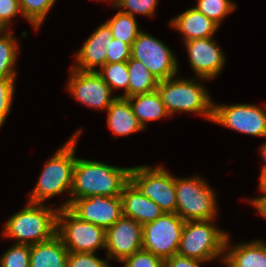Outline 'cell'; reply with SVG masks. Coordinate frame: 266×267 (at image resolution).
<instances>
[{
  "label": "cell",
  "mask_w": 266,
  "mask_h": 267,
  "mask_svg": "<svg viewBox=\"0 0 266 267\" xmlns=\"http://www.w3.org/2000/svg\"><path fill=\"white\" fill-rule=\"evenodd\" d=\"M97 1H111L113 6L116 8L120 0H97Z\"/></svg>",
  "instance_id": "obj_40"
},
{
  "label": "cell",
  "mask_w": 266,
  "mask_h": 267,
  "mask_svg": "<svg viewBox=\"0 0 266 267\" xmlns=\"http://www.w3.org/2000/svg\"><path fill=\"white\" fill-rule=\"evenodd\" d=\"M97 73L109 85L112 92L114 89H124V94L118 95V97L128 98L129 74L127 61L106 63L100 70H97Z\"/></svg>",
  "instance_id": "obj_26"
},
{
  "label": "cell",
  "mask_w": 266,
  "mask_h": 267,
  "mask_svg": "<svg viewBox=\"0 0 266 267\" xmlns=\"http://www.w3.org/2000/svg\"><path fill=\"white\" fill-rule=\"evenodd\" d=\"M105 112L108 113V128L113 132L114 139L144 130L127 98L117 97Z\"/></svg>",
  "instance_id": "obj_20"
},
{
  "label": "cell",
  "mask_w": 266,
  "mask_h": 267,
  "mask_svg": "<svg viewBox=\"0 0 266 267\" xmlns=\"http://www.w3.org/2000/svg\"><path fill=\"white\" fill-rule=\"evenodd\" d=\"M194 8L220 27L222 20L233 12L237 6L231 0H197Z\"/></svg>",
  "instance_id": "obj_28"
},
{
  "label": "cell",
  "mask_w": 266,
  "mask_h": 267,
  "mask_svg": "<svg viewBox=\"0 0 266 267\" xmlns=\"http://www.w3.org/2000/svg\"><path fill=\"white\" fill-rule=\"evenodd\" d=\"M113 39L109 25L104 22L88 37L76 54L72 68L80 71H97L106 64L107 45Z\"/></svg>",
  "instance_id": "obj_16"
},
{
  "label": "cell",
  "mask_w": 266,
  "mask_h": 267,
  "mask_svg": "<svg viewBox=\"0 0 266 267\" xmlns=\"http://www.w3.org/2000/svg\"><path fill=\"white\" fill-rule=\"evenodd\" d=\"M80 134L82 129L76 131L45 163L28 202L44 204L48 199L63 192H67L70 196L76 162L75 150Z\"/></svg>",
  "instance_id": "obj_2"
},
{
  "label": "cell",
  "mask_w": 266,
  "mask_h": 267,
  "mask_svg": "<svg viewBox=\"0 0 266 267\" xmlns=\"http://www.w3.org/2000/svg\"><path fill=\"white\" fill-rule=\"evenodd\" d=\"M185 221L177 213H164L142 226V249L163 260L177 254Z\"/></svg>",
  "instance_id": "obj_9"
},
{
  "label": "cell",
  "mask_w": 266,
  "mask_h": 267,
  "mask_svg": "<svg viewBox=\"0 0 266 267\" xmlns=\"http://www.w3.org/2000/svg\"><path fill=\"white\" fill-rule=\"evenodd\" d=\"M27 201L3 227V237L17 239L15 244L34 245L50 240L57 231L58 208Z\"/></svg>",
  "instance_id": "obj_3"
},
{
  "label": "cell",
  "mask_w": 266,
  "mask_h": 267,
  "mask_svg": "<svg viewBox=\"0 0 266 267\" xmlns=\"http://www.w3.org/2000/svg\"><path fill=\"white\" fill-rule=\"evenodd\" d=\"M260 154H261L260 156H261L262 160L265 163L261 169V173H262L266 169V142L261 145Z\"/></svg>",
  "instance_id": "obj_38"
},
{
  "label": "cell",
  "mask_w": 266,
  "mask_h": 267,
  "mask_svg": "<svg viewBox=\"0 0 266 267\" xmlns=\"http://www.w3.org/2000/svg\"><path fill=\"white\" fill-rule=\"evenodd\" d=\"M201 177H175L176 213L184 221L215 220L216 195Z\"/></svg>",
  "instance_id": "obj_6"
},
{
  "label": "cell",
  "mask_w": 266,
  "mask_h": 267,
  "mask_svg": "<svg viewBox=\"0 0 266 267\" xmlns=\"http://www.w3.org/2000/svg\"><path fill=\"white\" fill-rule=\"evenodd\" d=\"M8 29L0 22V34L6 32Z\"/></svg>",
  "instance_id": "obj_41"
},
{
  "label": "cell",
  "mask_w": 266,
  "mask_h": 267,
  "mask_svg": "<svg viewBox=\"0 0 266 267\" xmlns=\"http://www.w3.org/2000/svg\"><path fill=\"white\" fill-rule=\"evenodd\" d=\"M195 79L175 76L158 82L157 91L167 112L172 116L177 112H190L212 121L213 100L204 85Z\"/></svg>",
  "instance_id": "obj_4"
},
{
  "label": "cell",
  "mask_w": 266,
  "mask_h": 267,
  "mask_svg": "<svg viewBox=\"0 0 266 267\" xmlns=\"http://www.w3.org/2000/svg\"><path fill=\"white\" fill-rule=\"evenodd\" d=\"M185 45L190 67L198 79L210 81L221 73L226 57L213 37L186 41Z\"/></svg>",
  "instance_id": "obj_15"
},
{
  "label": "cell",
  "mask_w": 266,
  "mask_h": 267,
  "mask_svg": "<svg viewBox=\"0 0 266 267\" xmlns=\"http://www.w3.org/2000/svg\"><path fill=\"white\" fill-rule=\"evenodd\" d=\"M68 253L56 234L48 241L30 245V267H67Z\"/></svg>",
  "instance_id": "obj_21"
},
{
  "label": "cell",
  "mask_w": 266,
  "mask_h": 267,
  "mask_svg": "<svg viewBox=\"0 0 266 267\" xmlns=\"http://www.w3.org/2000/svg\"><path fill=\"white\" fill-rule=\"evenodd\" d=\"M131 58V46L121 40L113 38L107 45L106 63L128 61Z\"/></svg>",
  "instance_id": "obj_34"
},
{
  "label": "cell",
  "mask_w": 266,
  "mask_h": 267,
  "mask_svg": "<svg viewBox=\"0 0 266 267\" xmlns=\"http://www.w3.org/2000/svg\"><path fill=\"white\" fill-rule=\"evenodd\" d=\"M131 58L141 61L159 80L177 76L178 59L164 42L143 31L131 45Z\"/></svg>",
  "instance_id": "obj_10"
},
{
  "label": "cell",
  "mask_w": 266,
  "mask_h": 267,
  "mask_svg": "<svg viewBox=\"0 0 266 267\" xmlns=\"http://www.w3.org/2000/svg\"><path fill=\"white\" fill-rule=\"evenodd\" d=\"M127 99L129 100L133 113L144 129L146 128L147 122L170 116L157 90L134 95Z\"/></svg>",
  "instance_id": "obj_22"
},
{
  "label": "cell",
  "mask_w": 266,
  "mask_h": 267,
  "mask_svg": "<svg viewBox=\"0 0 266 267\" xmlns=\"http://www.w3.org/2000/svg\"><path fill=\"white\" fill-rule=\"evenodd\" d=\"M213 221H185L177 254L202 262L220 257L223 263L228 233L217 228Z\"/></svg>",
  "instance_id": "obj_5"
},
{
  "label": "cell",
  "mask_w": 266,
  "mask_h": 267,
  "mask_svg": "<svg viewBox=\"0 0 266 267\" xmlns=\"http://www.w3.org/2000/svg\"><path fill=\"white\" fill-rule=\"evenodd\" d=\"M157 4L158 0H120L116 7L134 17L136 14L149 17L154 15Z\"/></svg>",
  "instance_id": "obj_31"
},
{
  "label": "cell",
  "mask_w": 266,
  "mask_h": 267,
  "mask_svg": "<svg viewBox=\"0 0 266 267\" xmlns=\"http://www.w3.org/2000/svg\"><path fill=\"white\" fill-rule=\"evenodd\" d=\"M201 263L204 262L175 254L164 260V267H201Z\"/></svg>",
  "instance_id": "obj_36"
},
{
  "label": "cell",
  "mask_w": 266,
  "mask_h": 267,
  "mask_svg": "<svg viewBox=\"0 0 266 267\" xmlns=\"http://www.w3.org/2000/svg\"><path fill=\"white\" fill-rule=\"evenodd\" d=\"M258 189H266V169L260 173Z\"/></svg>",
  "instance_id": "obj_39"
},
{
  "label": "cell",
  "mask_w": 266,
  "mask_h": 267,
  "mask_svg": "<svg viewBox=\"0 0 266 267\" xmlns=\"http://www.w3.org/2000/svg\"><path fill=\"white\" fill-rule=\"evenodd\" d=\"M15 38L11 30L0 34V78L17 76L14 65L20 50Z\"/></svg>",
  "instance_id": "obj_25"
},
{
  "label": "cell",
  "mask_w": 266,
  "mask_h": 267,
  "mask_svg": "<svg viewBox=\"0 0 266 267\" xmlns=\"http://www.w3.org/2000/svg\"><path fill=\"white\" fill-rule=\"evenodd\" d=\"M142 225L130 217L122 216L106 230V259L121 262L142 249Z\"/></svg>",
  "instance_id": "obj_14"
},
{
  "label": "cell",
  "mask_w": 266,
  "mask_h": 267,
  "mask_svg": "<svg viewBox=\"0 0 266 267\" xmlns=\"http://www.w3.org/2000/svg\"><path fill=\"white\" fill-rule=\"evenodd\" d=\"M67 267H110L109 259L103 260L95 253L69 252Z\"/></svg>",
  "instance_id": "obj_33"
},
{
  "label": "cell",
  "mask_w": 266,
  "mask_h": 267,
  "mask_svg": "<svg viewBox=\"0 0 266 267\" xmlns=\"http://www.w3.org/2000/svg\"><path fill=\"white\" fill-rule=\"evenodd\" d=\"M127 67L129 74L128 98L157 90L159 80L141 61L130 58L127 61Z\"/></svg>",
  "instance_id": "obj_23"
},
{
  "label": "cell",
  "mask_w": 266,
  "mask_h": 267,
  "mask_svg": "<svg viewBox=\"0 0 266 267\" xmlns=\"http://www.w3.org/2000/svg\"><path fill=\"white\" fill-rule=\"evenodd\" d=\"M57 0H18L22 17L34 29H39Z\"/></svg>",
  "instance_id": "obj_27"
},
{
  "label": "cell",
  "mask_w": 266,
  "mask_h": 267,
  "mask_svg": "<svg viewBox=\"0 0 266 267\" xmlns=\"http://www.w3.org/2000/svg\"><path fill=\"white\" fill-rule=\"evenodd\" d=\"M120 197L123 215L132 218L142 226L155 221L164 214V211L154 201L140 193L131 182L124 187Z\"/></svg>",
  "instance_id": "obj_17"
},
{
  "label": "cell",
  "mask_w": 266,
  "mask_h": 267,
  "mask_svg": "<svg viewBox=\"0 0 266 267\" xmlns=\"http://www.w3.org/2000/svg\"><path fill=\"white\" fill-rule=\"evenodd\" d=\"M230 236L225 242L223 263L226 267H266V242L253 240L231 246ZM228 250V251H227Z\"/></svg>",
  "instance_id": "obj_18"
},
{
  "label": "cell",
  "mask_w": 266,
  "mask_h": 267,
  "mask_svg": "<svg viewBox=\"0 0 266 267\" xmlns=\"http://www.w3.org/2000/svg\"><path fill=\"white\" fill-rule=\"evenodd\" d=\"M214 123L252 136L266 137V110L254 104L215 105Z\"/></svg>",
  "instance_id": "obj_11"
},
{
  "label": "cell",
  "mask_w": 266,
  "mask_h": 267,
  "mask_svg": "<svg viewBox=\"0 0 266 267\" xmlns=\"http://www.w3.org/2000/svg\"><path fill=\"white\" fill-rule=\"evenodd\" d=\"M69 71L67 92L69 91L77 102L85 104L88 108L107 110L118 97L112 95L111 88L97 71H80L72 67Z\"/></svg>",
  "instance_id": "obj_12"
},
{
  "label": "cell",
  "mask_w": 266,
  "mask_h": 267,
  "mask_svg": "<svg viewBox=\"0 0 266 267\" xmlns=\"http://www.w3.org/2000/svg\"><path fill=\"white\" fill-rule=\"evenodd\" d=\"M106 23L111 29L113 38L121 40L130 46L141 32V29L138 28L136 18L122 11H118Z\"/></svg>",
  "instance_id": "obj_24"
},
{
  "label": "cell",
  "mask_w": 266,
  "mask_h": 267,
  "mask_svg": "<svg viewBox=\"0 0 266 267\" xmlns=\"http://www.w3.org/2000/svg\"><path fill=\"white\" fill-rule=\"evenodd\" d=\"M56 234L69 252L96 253L106 247V230L78 219L67 208L57 211Z\"/></svg>",
  "instance_id": "obj_7"
},
{
  "label": "cell",
  "mask_w": 266,
  "mask_h": 267,
  "mask_svg": "<svg viewBox=\"0 0 266 267\" xmlns=\"http://www.w3.org/2000/svg\"><path fill=\"white\" fill-rule=\"evenodd\" d=\"M0 267H30V245H12L0 257Z\"/></svg>",
  "instance_id": "obj_29"
},
{
  "label": "cell",
  "mask_w": 266,
  "mask_h": 267,
  "mask_svg": "<svg viewBox=\"0 0 266 267\" xmlns=\"http://www.w3.org/2000/svg\"><path fill=\"white\" fill-rule=\"evenodd\" d=\"M130 182L164 213H176L175 177L165 168L160 165L131 167Z\"/></svg>",
  "instance_id": "obj_8"
},
{
  "label": "cell",
  "mask_w": 266,
  "mask_h": 267,
  "mask_svg": "<svg viewBox=\"0 0 266 267\" xmlns=\"http://www.w3.org/2000/svg\"><path fill=\"white\" fill-rule=\"evenodd\" d=\"M123 267H164V260L151 252L140 249L121 261Z\"/></svg>",
  "instance_id": "obj_32"
},
{
  "label": "cell",
  "mask_w": 266,
  "mask_h": 267,
  "mask_svg": "<svg viewBox=\"0 0 266 267\" xmlns=\"http://www.w3.org/2000/svg\"><path fill=\"white\" fill-rule=\"evenodd\" d=\"M67 209L78 219L105 230L123 216L120 196L92 195L72 201Z\"/></svg>",
  "instance_id": "obj_13"
},
{
  "label": "cell",
  "mask_w": 266,
  "mask_h": 267,
  "mask_svg": "<svg viewBox=\"0 0 266 267\" xmlns=\"http://www.w3.org/2000/svg\"><path fill=\"white\" fill-rule=\"evenodd\" d=\"M17 77L0 78V128L4 125L11 112L15 95V80Z\"/></svg>",
  "instance_id": "obj_30"
},
{
  "label": "cell",
  "mask_w": 266,
  "mask_h": 267,
  "mask_svg": "<svg viewBox=\"0 0 266 267\" xmlns=\"http://www.w3.org/2000/svg\"><path fill=\"white\" fill-rule=\"evenodd\" d=\"M130 171L131 167H115L100 161L76 157L71 198L58 209L67 208L72 201L92 195L120 196L130 182Z\"/></svg>",
  "instance_id": "obj_1"
},
{
  "label": "cell",
  "mask_w": 266,
  "mask_h": 267,
  "mask_svg": "<svg viewBox=\"0 0 266 267\" xmlns=\"http://www.w3.org/2000/svg\"><path fill=\"white\" fill-rule=\"evenodd\" d=\"M170 26L182 34L184 41L213 37L219 26L202 12L191 7L169 21Z\"/></svg>",
  "instance_id": "obj_19"
},
{
  "label": "cell",
  "mask_w": 266,
  "mask_h": 267,
  "mask_svg": "<svg viewBox=\"0 0 266 267\" xmlns=\"http://www.w3.org/2000/svg\"><path fill=\"white\" fill-rule=\"evenodd\" d=\"M263 196L251 199L249 202L257 210V212L266 219V189H259Z\"/></svg>",
  "instance_id": "obj_37"
},
{
  "label": "cell",
  "mask_w": 266,
  "mask_h": 267,
  "mask_svg": "<svg viewBox=\"0 0 266 267\" xmlns=\"http://www.w3.org/2000/svg\"><path fill=\"white\" fill-rule=\"evenodd\" d=\"M22 12L18 0H0V22L8 29L11 28L12 19Z\"/></svg>",
  "instance_id": "obj_35"
}]
</instances>
